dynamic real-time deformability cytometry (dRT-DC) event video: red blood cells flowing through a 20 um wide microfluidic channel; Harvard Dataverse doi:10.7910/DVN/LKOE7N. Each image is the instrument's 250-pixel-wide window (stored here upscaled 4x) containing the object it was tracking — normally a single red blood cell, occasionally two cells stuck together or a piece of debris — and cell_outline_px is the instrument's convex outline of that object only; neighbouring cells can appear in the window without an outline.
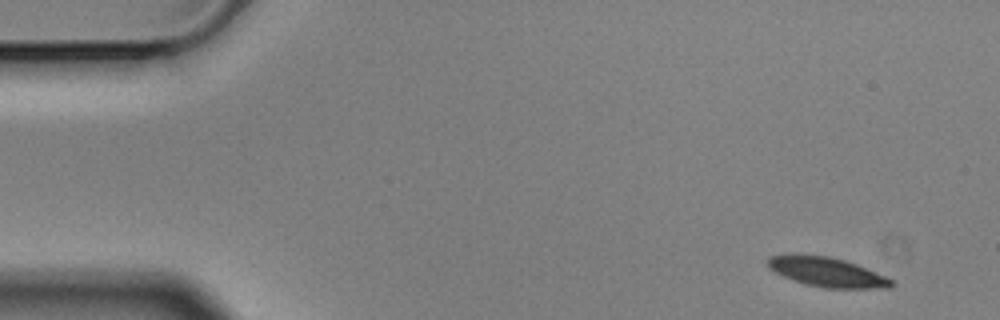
{"species": "Egyptian fruit bat (a non-hibernating species)", "species_latin": "Rousettus aegyptiacus", "temperature_condition": "cold", "stored_images_in_passage": 4, "camera_frame_rate_fps": 3000, "um_per_image_px": 0.085, "animal": {"sex": "male"}, "frame": {"image": 1, "passage_image": 1, "time_ms": 0.0, "image_size_px": [1000, 320], "cell_outline_px": [[896, 284], [892, 288], [824, 288], [804, 284], [792, 280], [768, 268], [768, 256], [792, 252], [800, 252], [828, 256], [844, 260], [856, 264], [884, 276], [892, 280]], "centroid_in_image_um": [70.23, 23.09], "position_along_channel_um": 14.8, "area_um2": 21.68}}
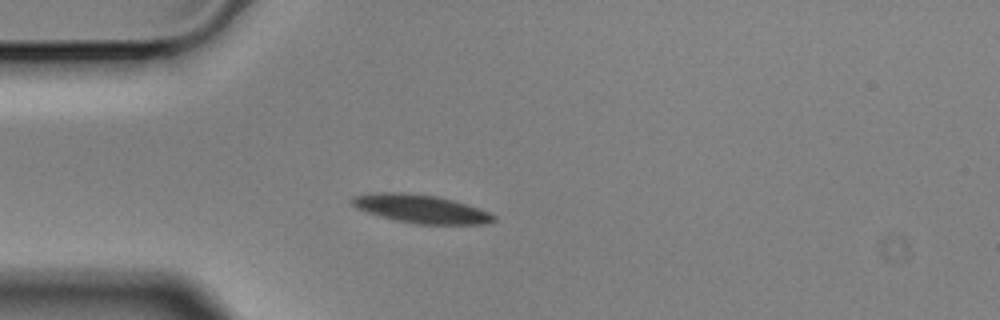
{"frame": {"image": 2, "passage_image": 4, "time_ms": 1.0, "image_size_px": [1000, 320], "cell_outline_px": [[496, 220], [484, 224], [416, 224], [396, 220], [380, 216], [356, 208], [348, 204], [348, 200], [352, 196], [380, 192], [400, 192], [436, 196], [452, 200], [488, 212], [496, 216]], "centroid_in_image_um": [35.7, 17.75], "position_along_channel_um": 49.3, "area_um2": 23.24}}